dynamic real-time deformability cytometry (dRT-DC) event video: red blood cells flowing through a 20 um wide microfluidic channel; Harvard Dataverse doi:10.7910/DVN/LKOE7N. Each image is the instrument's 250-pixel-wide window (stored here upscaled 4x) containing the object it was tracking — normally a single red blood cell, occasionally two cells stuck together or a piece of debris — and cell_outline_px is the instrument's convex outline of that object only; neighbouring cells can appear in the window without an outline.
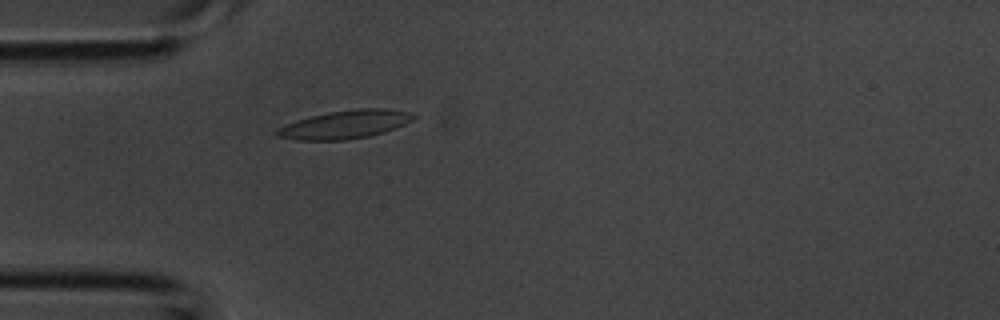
{"species": "common noctule bat (a hibernating species)", "species_latin": "Nyctalus noctula", "temperature_condition": "room temperature", "stored_images_in_passage": 3, "camera_frame_rate_fps": 3000, "um_per_image_px": 0.085, "animal": {"sex": "male", "body_mass_g": 20.1, "forearm_length_mm": 53.5}, "frame": {"image": 1, "passage_image": 3, "time_ms": 0.667, "image_size_px": [1000, 320], "cell_outline_px": [[416, 116], [412, 120], [396, 128], [384, 132], [368, 136], [344, 140], [296, 140], [276, 136], [276, 128], [296, 120], [328, 112], [360, 108], [388, 108], [408, 112]], "centroid_in_image_um": [29.31, 10.58], "position_along_channel_um": 55.7, "area_um2": 22.43}}